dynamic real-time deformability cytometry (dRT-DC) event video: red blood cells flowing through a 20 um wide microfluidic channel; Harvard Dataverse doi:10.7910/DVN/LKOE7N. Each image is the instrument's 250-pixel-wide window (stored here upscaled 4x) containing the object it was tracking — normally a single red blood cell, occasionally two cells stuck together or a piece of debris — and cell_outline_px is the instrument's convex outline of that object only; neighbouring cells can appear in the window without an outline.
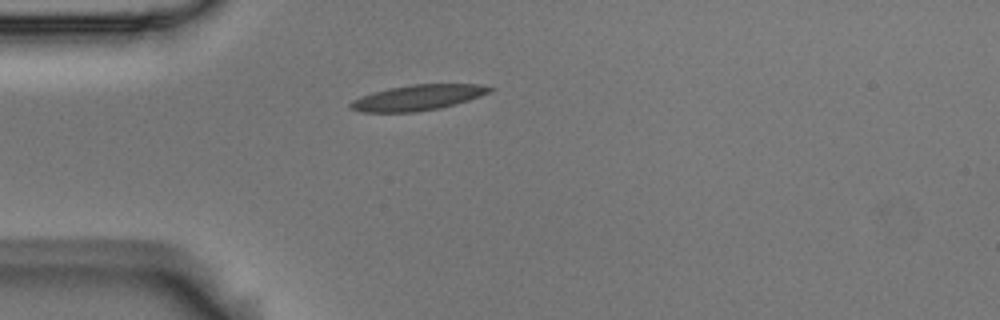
{"species": "Egyptian fruit bat (a non-hibernating species)", "species_latin": "Rousettus aegyptiacus", "temperature_condition": "room temperature", "stored_images_in_passage": 16, "camera_frame_rate_fps": 3000, "um_per_image_px": 0.085, "animal": {"sex": "male"}, "frame": {"image": 1, "passage_image": 1, "time_ms": 0.0, "image_size_px": [1000, 320], "cell_outline_px": [[492, 88], [488, 92], [480, 96], [468, 100], [440, 108], [416, 112], [360, 112], [352, 108], [348, 104], [352, 100], [360, 96], [372, 92], [388, 88], [412, 84], [480, 84]], "centroid_in_image_um": [35.45, 8.29], "position_along_channel_um": 49.5, "area_um2": 20.58}}
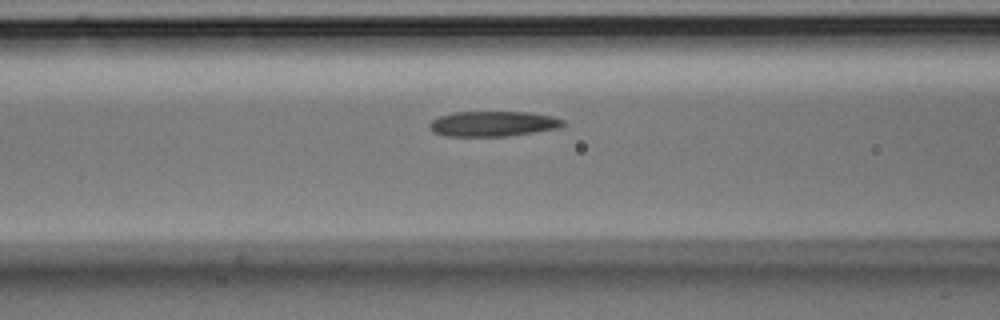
{"frame": {"image": 2, "passage_image": 8, "time_ms": 2.333, "image_size_px": [1000, 320], "cell_outline_px": [[564, 124], [560, 128], [508, 136], [444, 136], [432, 132], [428, 128], [428, 124], [432, 120], [440, 116], [452, 112], [528, 112], [552, 116], [564, 120]], "centroid_in_image_um": [41.87, 10.52], "position_along_channel_um": 124.7, "area_um2": 19.77}}
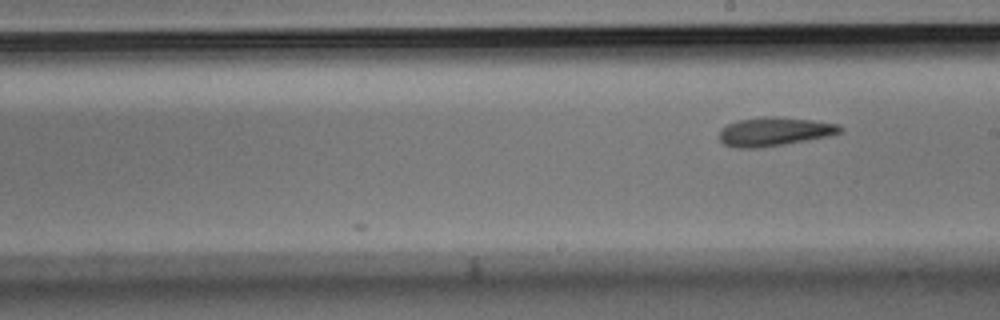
{"frame": {"image": 3, "passage_image": 16, "time_ms": 5.0, "image_size_px": [1000, 320], "cell_outline_px": [[844, 128], [840, 132], [832, 136], [760, 148], [736, 148], [724, 144], [720, 140], [720, 128], [728, 124], [740, 120], [764, 116], [780, 116], [812, 120], [840, 124]], "centroid_in_image_um": [65.86, 11.18], "position_along_channel_um": 223.1, "area_um2": 20.46}}